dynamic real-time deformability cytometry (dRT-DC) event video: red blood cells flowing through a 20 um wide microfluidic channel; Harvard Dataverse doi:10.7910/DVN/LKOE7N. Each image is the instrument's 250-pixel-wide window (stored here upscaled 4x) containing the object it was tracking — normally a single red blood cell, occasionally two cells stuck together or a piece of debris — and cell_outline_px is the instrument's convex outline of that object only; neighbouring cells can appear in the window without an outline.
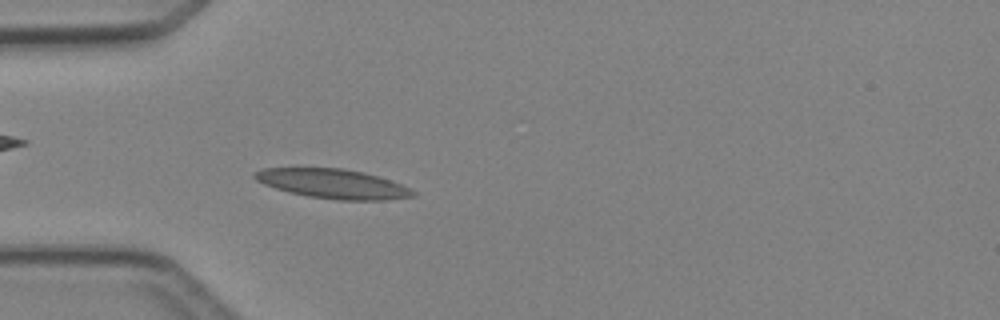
{"species": "Egyptian fruit bat (a non-hibernating species)", "species_latin": "Rousettus aegyptiacus", "temperature_condition": "cold", "stored_images_in_passage": 3, "camera_frame_rate_fps": 3000, "um_per_image_px": 0.085, "animal": {"sex": "female"}, "frame": {"image": 1, "passage_image": 3, "time_ms": 2.333, "image_size_px": [1000, 320], "cell_outline_px": [[416, 196], [384, 200], [340, 200], [308, 196], [288, 192], [264, 184], [256, 180], [252, 176], [256, 172], [264, 168], [340, 168], [364, 172], [400, 184], [416, 192]], "centroid_in_image_um": [28.28, 15.62], "position_along_channel_um": 56.7, "area_um2": 26.82}}